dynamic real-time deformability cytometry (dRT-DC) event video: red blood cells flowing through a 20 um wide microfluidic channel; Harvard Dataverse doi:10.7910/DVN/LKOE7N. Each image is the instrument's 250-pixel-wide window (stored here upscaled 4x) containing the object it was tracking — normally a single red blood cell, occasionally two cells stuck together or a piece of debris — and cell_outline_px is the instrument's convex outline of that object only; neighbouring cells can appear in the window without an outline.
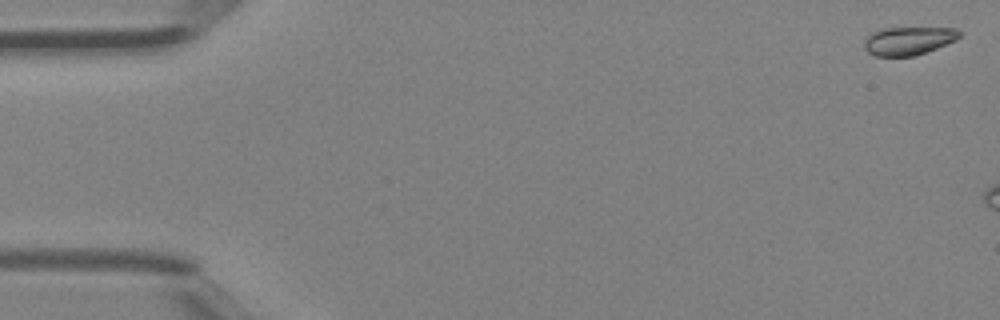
{"species": "Egyptian fruit bat (a non-hibernating species)", "species_latin": "Rousettus aegyptiacus", "temperature_condition": "room temperature", "stored_images_in_passage": 7, "camera_frame_rate_fps": 3000, "um_per_image_px": 0.085, "animal": {"sex": "female"}, "frame": {"image": 1, "passage_image": 1, "time_ms": 0.0, "image_size_px": [1000, 320], "cell_outline_px": [[964, 32], [956, 40], [936, 48], [912, 56], [876, 56], [868, 52], [864, 48], [864, 40], [872, 32], [880, 28], [956, 28]], "centroid_in_image_um": [77.22, 3.45], "position_along_channel_um": 7.8, "area_um2": 15.66}}